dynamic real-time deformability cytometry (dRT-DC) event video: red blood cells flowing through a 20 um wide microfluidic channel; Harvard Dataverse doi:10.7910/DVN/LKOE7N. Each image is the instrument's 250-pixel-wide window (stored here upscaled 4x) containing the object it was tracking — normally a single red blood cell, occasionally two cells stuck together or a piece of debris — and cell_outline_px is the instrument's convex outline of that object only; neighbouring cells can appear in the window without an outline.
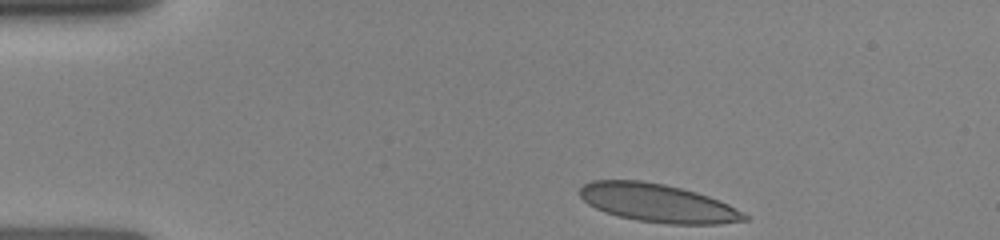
{"species": "human", "species_latin": "Homo sapiens", "temperature_condition": "room temperature", "stored_images_in_passage": 10, "camera_frame_rate_fps": 3000, "um_per_image_px": 0.085, "donor": {"sex": "female"}, "frame": {"image": 1, "passage_image": 1, "time_ms": 0.0, "image_size_px": [1000, 240], "cell_outline_px": [[748, 220], [720, 224], [668, 224], [636, 220], [604, 212], [588, 204], [580, 196], [580, 188], [584, 184], [592, 180], [640, 180], [664, 184], [696, 192], [720, 200], [744, 212], [748, 216]], "centroid_in_image_um": [55.93, 17.26], "position_along_channel_um": 29.1, "area_um2": 36.7}}
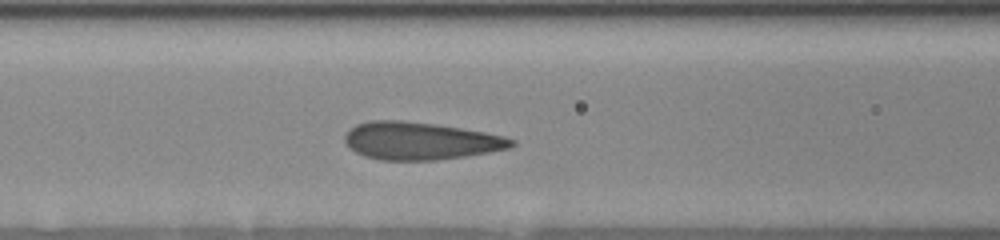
{"frame": {"image": 2, "passage_image": 7, "time_ms": 4.0, "image_size_px": [1000, 240], "cell_outline_px": [[516, 144], [512, 148], [468, 156], [436, 160], [380, 160], [364, 156], [356, 152], [344, 140], [344, 136], [356, 124], [372, 120], [400, 120], [432, 124], [460, 128], [484, 132], [504, 136], [516, 140]], "centroid_in_image_um": [35.77, 11.98], "position_along_channel_um": 130.8, "area_um2": 36.41}}
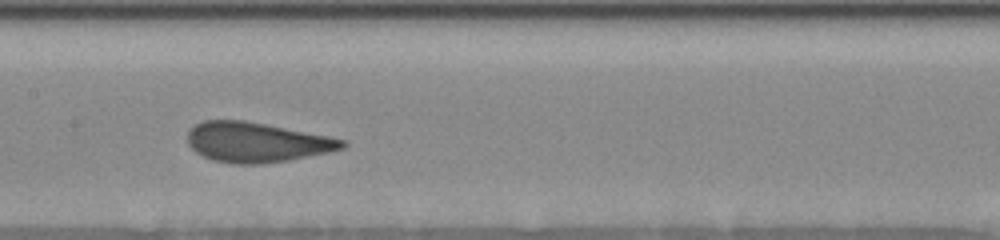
{"frame": {"image": 3, "passage_image": 9, "time_ms": 5.333, "image_size_px": [1000, 240], "cell_outline_px": [[348, 144], [344, 148], [328, 152], [288, 160], [260, 164], [232, 164], [212, 160], [196, 152], [188, 144], [188, 128], [204, 120], [244, 120], [328, 136], [348, 140]], "centroid_in_image_um": [21.8, 12.09], "position_along_channel_um": 185.6, "area_um2": 35.95}}